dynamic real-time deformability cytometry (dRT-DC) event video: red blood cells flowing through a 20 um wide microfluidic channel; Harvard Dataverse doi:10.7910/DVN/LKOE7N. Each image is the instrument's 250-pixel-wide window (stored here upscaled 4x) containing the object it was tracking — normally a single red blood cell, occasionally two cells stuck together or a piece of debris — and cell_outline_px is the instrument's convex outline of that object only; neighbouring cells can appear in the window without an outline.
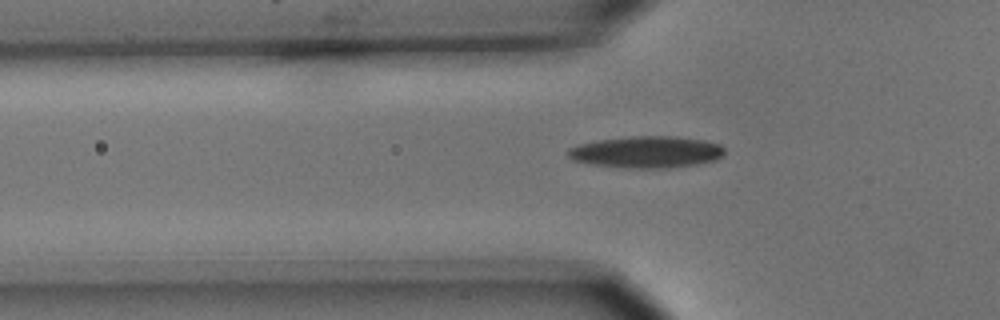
{"species": "common noctule bat (a hibernating species)", "species_latin": "Nyctalus noctula", "temperature_condition": "cold", "stored_images_in_passage": 38, "camera_frame_rate_fps": 3000, "um_per_image_px": 0.085, "animal": {"sex": "male", "body_mass_g": 15.6}, "frame": {"image": 1, "passage_image": 7, "time_ms": 2.0, "image_size_px": [1000, 320], "cell_outline_px": [[724, 152], [716, 160], [700, 164], [668, 168], [624, 168], [588, 164], [572, 160], [564, 152], [568, 148], [580, 144], [600, 140], [632, 136], [676, 136], [704, 140], [720, 144], [724, 148]], "centroid_in_image_um": [54.93, 12.93], "position_along_channel_um": 70.9, "area_um2": 29.25}}
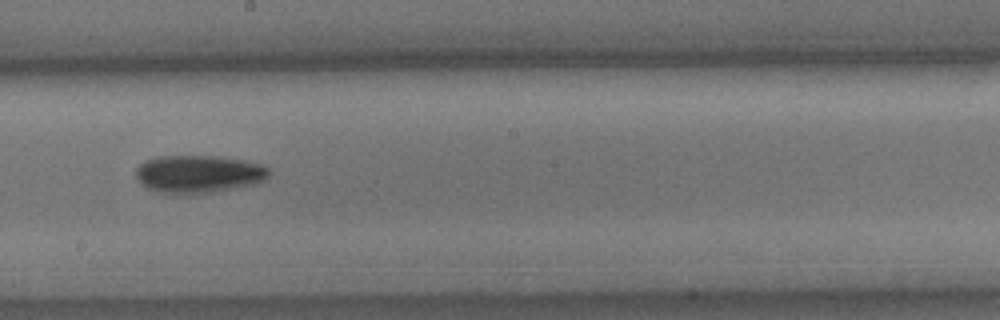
{"frame": {"image": 2, "passage_image": 20, "time_ms": 6.333, "image_size_px": [1000, 320], "cell_outline_px": [[268, 176], [264, 180], [256, 184], [212, 192], [156, 192], [140, 184], [136, 176], [136, 168], [140, 164], [156, 156], [216, 156], [264, 164], [268, 168]], "centroid_in_image_um": [16.88, 14.77], "position_along_channel_um": 231.3, "area_um2": 28.84}}
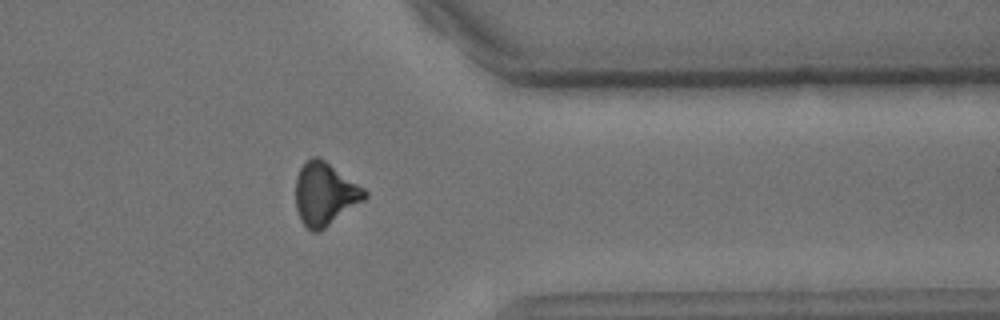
{"frame": {"image": 3, "passage_image": 33, "time_ms": 10.667, "image_size_px": [1000, 320], "cell_outline_px": [[368, 196], [364, 200], [320, 232], [312, 232], [300, 220], [296, 208], [296, 176], [300, 168], [312, 156], [320, 156], [364, 188], [368, 192]], "centroid_in_image_um": [27.62, 16.49], "position_along_channel_um": 383.8, "area_um2": 25.37}}